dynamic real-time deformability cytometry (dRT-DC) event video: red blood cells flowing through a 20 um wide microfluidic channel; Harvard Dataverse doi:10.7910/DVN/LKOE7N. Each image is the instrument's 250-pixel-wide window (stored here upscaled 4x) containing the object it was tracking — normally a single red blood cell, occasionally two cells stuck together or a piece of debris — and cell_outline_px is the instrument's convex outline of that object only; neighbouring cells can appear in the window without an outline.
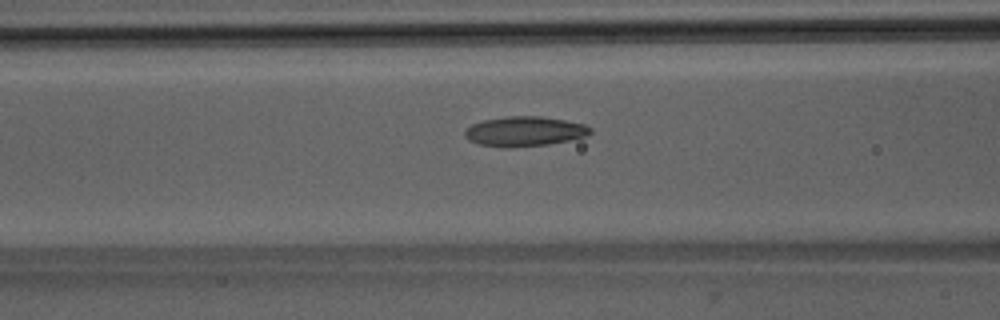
{"species": "Egyptian fruit bat (a non-hibernating species)", "species_latin": "Rousettus aegyptiacus", "temperature_condition": "room temperature", "stored_images_in_passage": 33, "camera_frame_rate_fps": 3000, "um_per_image_px": 0.085, "animal": {"sex": "male"}, "frame": {"image": 1, "passage_image": 14, "time_ms": 4.333, "image_size_px": [1000, 320], "cell_outline_px": [[592, 132], [584, 136], [568, 140], [548, 144], [508, 148], [504, 148], [480, 144], [468, 140], [464, 136], [464, 128], [480, 120], [508, 116], [540, 116], [564, 120], [584, 124], [592, 128]], "centroid_in_image_um": [44.52, 11.16], "position_along_channel_um": 122.1, "area_um2": 21.91}}
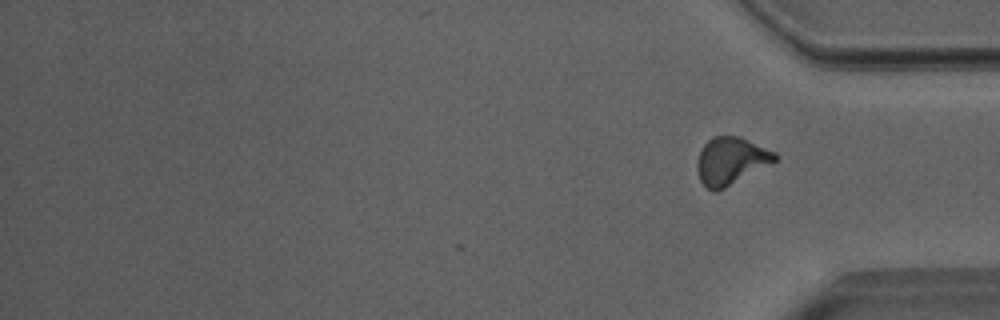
{"frame": {"image": 2, "passage_image": 33, "time_ms": 10.667, "image_size_px": [1000, 320], "cell_outline_px": [[780, 156], [776, 160], [724, 188], [716, 192], [712, 192], [700, 180], [696, 168], [696, 164], [700, 152], [704, 144], [712, 136], [740, 136], [776, 152]], "centroid_in_image_um": [62.11, 13.66], "position_along_channel_um": 373.1, "area_um2": 21.27}, "authors_computed_cell_mechanics": {"area_um2": 21.097, "velocity_mm_per_s": 3.9951, "shape_relaxation_time_tau1_ms": 6.7646, "shape_relaxation_time_tau2_ms": 2.2547, "deformation_change_tau1": 0.1956, "deformation_change_tau2": 0.0898}}